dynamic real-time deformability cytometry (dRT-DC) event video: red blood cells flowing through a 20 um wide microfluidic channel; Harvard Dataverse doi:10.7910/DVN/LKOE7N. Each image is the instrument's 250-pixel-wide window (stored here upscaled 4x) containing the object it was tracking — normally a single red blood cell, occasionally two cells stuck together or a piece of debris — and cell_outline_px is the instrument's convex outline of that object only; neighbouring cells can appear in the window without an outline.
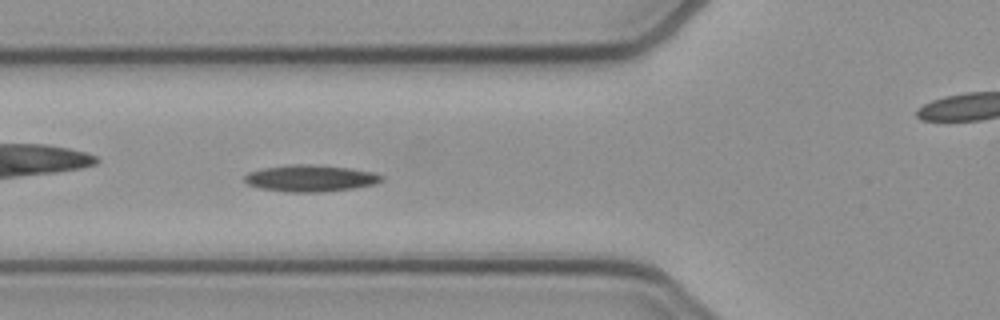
{"species": "common noctule bat (a hibernating species)", "species_latin": "Nyctalus noctula", "temperature_condition": "cold", "stored_images_in_passage": 32, "camera_frame_rate_fps": 3000, "um_per_image_px": 0.085, "animal": {"sex": "female", "body_mass_g": 21.9}, "frame": {"image": 1, "passage_image": 7, "time_ms": 2.0, "image_size_px": [1000, 320], "cell_outline_px": [[384, 180], [376, 184], [352, 188], [320, 192], [284, 192], [260, 188], [248, 184], [244, 180], [244, 176], [248, 172], [260, 168], [288, 164], [312, 164], [348, 168], [372, 172], [384, 176]], "centroid_in_image_um": [26.36, 15.15], "position_along_channel_um": 99.4, "area_um2": 21.44}}
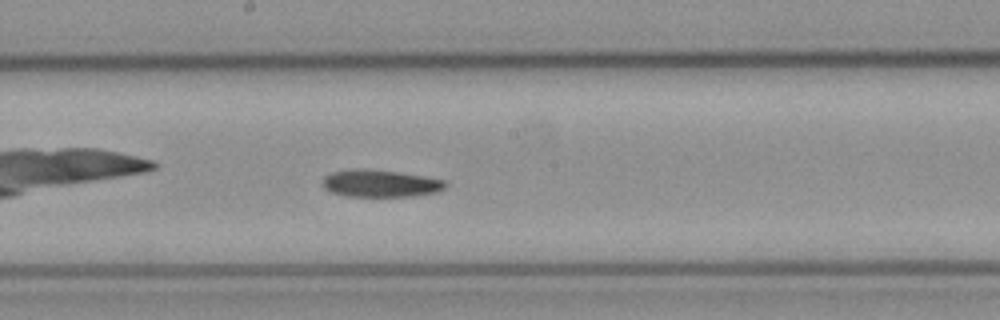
{"frame": {"image": 2, "passage_image": 16, "time_ms": 5.0, "image_size_px": [1000, 320], "cell_outline_px": [[448, 184], [444, 188], [436, 192], [412, 196], [348, 196], [332, 192], [324, 188], [320, 184], [320, 180], [324, 176], [332, 172], [352, 168], [364, 168], [396, 172], [424, 176], [444, 180]], "centroid_in_image_um": [32.27, 15.58], "position_along_channel_um": 215.9, "area_um2": 19.59}}
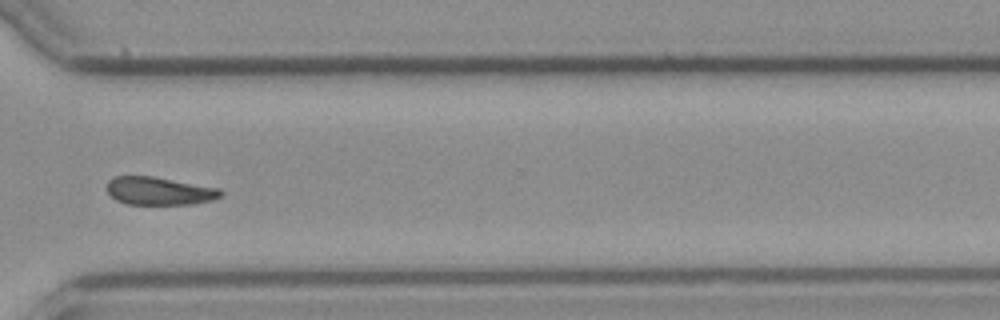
{"frame": {"image": 3, "passage_image": 27, "time_ms": 8.667, "image_size_px": [1000, 320], "cell_outline_px": [[224, 196], [212, 200], [192, 204], [128, 204], [116, 200], [108, 192], [108, 180], [116, 176], [152, 176], [220, 188], [224, 192]], "centroid_in_image_um": [13.59, 16.23], "position_along_channel_um": 357.0, "area_um2": 18.55}}